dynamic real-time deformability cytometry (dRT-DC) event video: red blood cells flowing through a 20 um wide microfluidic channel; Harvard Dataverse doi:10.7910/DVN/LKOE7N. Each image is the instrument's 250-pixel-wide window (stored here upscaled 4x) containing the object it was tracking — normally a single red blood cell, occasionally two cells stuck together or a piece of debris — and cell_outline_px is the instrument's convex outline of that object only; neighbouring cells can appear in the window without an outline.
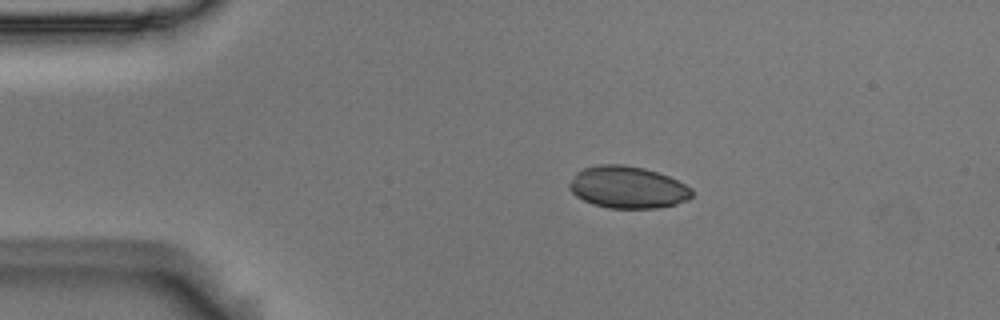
{"species": "Egyptian fruit bat (a non-hibernating species)", "species_latin": "Rousettus aegyptiacus", "temperature_condition": "room temperature", "stored_images_in_passage": 3, "camera_frame_rate_fps": 3000, "um_per_image_px": 0.085, "animal": {"sex": "male"}, "frame": {"image": 1, "passage_image": 2, "time_ms": 0.333, "image_size_px": [1000, 320], "cell_outline_px": [[692, 196], [688, 200], [676, 204], [656, 208], [608, 208], [592, 204], [576, 196], [568, 188], [568, 184], [576, 172], [584, 168], [600, 164], [624, 164], [644, 168], [668, 176], [692, 188]], "centroid_in_image_um": [53.33, 15.92], "position_along_channel_um": 31.7, "area_um2": 30.06}}